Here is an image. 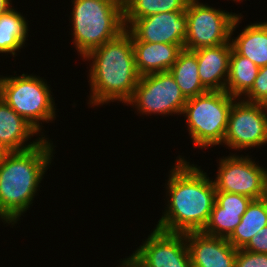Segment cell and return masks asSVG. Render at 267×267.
I'll list each match as a JSON object with an SVG mask.
<instances>
[{"mask_svg":"<svg viewBox=\"0 0 267 267\" xmlns=\"http://www.w3.org/2000/svg\"><path fill=\"white\" fill-rule=\"evenodd\" d=\"M39 131L0 98V142L11 151H25L40 144L45 135L26 143ZM44 136V137H43ZM26 143V144H25Z\"/></svg>","mask_w":267,"mask_h":267,"instance_id":"cell-15","label":"cell"},{"mask_svg":"<svg viewBox=\"0 0 267 267\" xmlns=\"http://www.w3.org/2000/svg\"><path fill=\"white\" fill-rule=\"evenodd\" d=\"M265 226H267V197L251 201L242 215L241 222L227 241L235 249H243Z\"/></svg>","mask_w":267,"mask_h":267,"instance_id":"cell-18","label":"cell"},{"mask_svg":"<svg viewBox=\"0 0 267 267\" xmlns=\"http://www.w3.org/2000/svg\"><path fill=\"white\" fill-rule=\"evenodd\" d=\"M118 267H137L135 261L129 256L128 258H124Z\"/></svg>","mask_w":267,"mask_h":267,"instance_id":"cell-30","label":"cell"},{"mask_svg":"<svg viewBox=\"0 0 267 267\" xmlns=\"http://www.w3.org/2000/svg\"><path fill=\"white\" fill-rule=\"evenodd\" d=\"M28 28L25 17L13 7L0 15V53L17 56L28 40Z\"/></svg>","mask_w":267,"mask_h":267,"instance_id":"cell-20","label":"cell"},{"mask_svg":"<svg viewBox=\"0 0 267 267\" xmlns=\"http://www.w3.org/2000/svg\"><path fill=\"white\" fill-rule=\"evenodd\" d=\"M259 69L250 59L232 49L225 91L230 96L241 98L252 88Z\"/></svg>","mask_w":267,"mask_h":267,"instance_id":"cell-21","label":"cell"},{"mask_svg":"<svg viewBox=\"0 0 267 267\" xmlns=\"http://www.w3.org/2000/svg\"><path fill=\"white\" fill-rule=\"evenodd\" d=\"M243 249L253 253L267 254V226L259 230Z\"/></svg>","mask_w":267,"mask_h":267,"instance_id":"cell-27","label":"cell"},{"mask_svg":"<svg viewBox=\"0 0 267 267\" xmlns=\"http://www.w3.org/2000/svg\"><path fill=\"white\" fill-rule=\"evenodd\" d=\"M235 267H267V254L237 249Z\"/></svg>","mask_w":267,"mask_h":267,"instance_id":"cell-26","label":"cell"},{"mask_svg":"<svg viewBox=\"0 0 267 267\" xmlns=\"http://www.w3.org/2000/svg\"><path fill=\"white\" fill-rule=\"evenodd\" d=\"M185 13L187 35L184 49L189 51L228 43L233 23L239 15L216 9L199 0H189Z\"/></svg>","mask_w":267,"mask_h":267,"instance_id":"cell-7","label":"cell"},{"mask_svg":"<svg viewBox=\"0 0 267 267\" xmlns=\"http://www.w3.org/2000/svg\"><path fill=\"white\" fill-rule=\"evenodd\" d=\"M252 200L242 194L216 191V202L211 212L239 213L242 216Z\"/></svg>","mask_w":267,"mask_h":267,"instance_id":"cell-24","label":"cell"},{"mask_svg":"<svg viewBox=\"0 0 267 267\" xmlns=\"http://www.w3.org/2000/svg\"><path fill=\"white\" fill-rule=\"evenodd\" d=\"M130 257L137 267H192L185 233L156 228Z\"/></svg>","mask_w":267,"mask_h":267,"instance_id":"cell-11","label":"cell"},{"mask_svg":"<svg viewBox=\"0 0 267 267\" xmlns=\"http://www.w3.org/2000/svg\"><path fill=\"white\" fill-rule=\"evenodd\" d=\"M244 96L242 100L246 102L267 105V66L259 69L252 88Z\"/></svg>","mask_w":267,"mask_h":267,"instance_id":"cell-25","label":"cell"},{"mask_svg":"<svg viewBox=\"0 0 267 267\" xmlns=\"http://www.w3.org/2000/svg\"><path fill=\"white\" fill-rule=\"evenodd\" d=\"M232 154L218 161L217 175L212 179L216 191L242 194L253 200L267 197V169L249 155Z\"/></svg>","mask_w":267,"mask_h":267,"instance_id":"cell-9","label":"cell"},{"mask_svg":"<svg viewBox=\"0 0 267 267\" xmlns=\"http://www.w3.org/2000/svg\"><path fill=\"white\" fill-rule=\"evenodd\" d=\"M241 13L235 19L231 30L232 49L247 57L259 68L267 66V21L247 25L237 37H232L237 25L242 20Z\"/></svg>","mask_w":267,"mask_h":267,"instance_id":"cell-17","label":"cell"},{"mask_svg":"<svg viewBox=\"0 0 267 267\" xmlns=\"http://www.w3.org/2000/svg\"><path fill=\"white\" fill-rule=\"evenodd\" d=\"M169 72L186 99L208 92L200 81L197 56L193 51L183 49Z\"/></svg>","mask_w":267,"mask_h":267,"instance_id":"cell-19","label":"cell"},{"mask_svg":"<svg viewBox=\"0 0 267 267\" xmlns=\"http://www.w3.org/2000/svg\"><path fill=\"white\" fill-rule=\"evenodd\" d=\"M45 82L33 74L0 76V98L39 132L42 131V122L56 119L55 98Z\"/></svg>","mask_w":267,"mask_h":267,"instance_id":"cell-6","label":"cell"},{"mask_svg":"<svg viewBox=\"0 0 267 267\" xmlns=\"http://www.w3.org/2000/svg\"><path fill=\"white\" fill-rule=\"evenodd\" d=\"M90 98L88 104L101 106L114 101L126 104L140 79L130 33L125 29L116 38L89 52Z\"/></svg>","mask_w":267,"mask_h":267,"instance_id":"cell-2","label":"cell"},{"mask_svg":"<svg viewBox=\"0 0 267 267\" xmlns=\"http://www.w3.org/2000/svg\"><path fill=\"white\" fill-rule=\"evenodd\" d=\"M12 151L0 142V163L11 153Z\"/></svg>","mask_w":267,"mask_h":267,"instance_id":"cell-29","label":"cell"},{"mask_svg":"<svg viewBox=\"0 0 267 267\" xmlns=\"http://www.w3.org/2000/svg\"><path fill=\"white\" fill-rule=\"evenodd\" d=\"M169 173L168 204L155 228L169 233L202 231L216 202L213 181L200 167L180 155Z\"/></svg>","mask_w":267,"mask_h":267,"instance_id":"cell-1","label":"cell"},{"mask_svg":"<svg viewBox=\"0 0 267 267\" xmlns=\"http://www.w3.org/2000/svg\"><path fill=\"white\" fill-rule=\"evenodd\" d=\"M267 143V105L238 98L232 105L223 144L230 150L262 147Z\"/></svg>","mask_w":267,"mask_h":267,"instance_id":"cell-10","label":"cell"},{"mask_svg":"<svg viewBox=\"0 0 267 267\" xmlns=\"http://www.w3.org/2000/svg\"><path fill=\"white\" fill-rule=\"evenodd\" d=\"M192 267H235L237 249L227 238L200 232L185 233Z\"/></svg>","mask_w":267,"mask_h":267,"instance_id":"cell-13","label":"cell"},{"mask_svg":"<svg viewBox=\"0 0 267 267\" xmlns=\"http://www.w3.org/2000/svg\"><path fill=\"white\" fill-rule=\"evenodd\" d=\"M231 51L230 41L193 51L197 56L200 81L208 91H225Z\"/></svg>","mask_w":267,"mask_h":267,"instance_id":"cell-14","label":"cell"},{"mask_svg":"<svg viewBox=\"0 0 267 267\" xmlns=\"http://www.w3.org/2000/svg\"><path fill=\"white\" fill-rule=\"evenodd\" d=\"M72 4V43L82 58L126 29L123 0H72Z\"/></svg>","mask_w":267,"mask_h":267,"instance_id":"cell-4","label":"cell"},{"mask_svg":"<svg viewBox=\"0 0 267 267\" xmlns=\"http://www.w3.org/2000/svg\"><path fill=\"white\" fill-rule=\"evenodd\" d=\"M45 138L25 151H12L0 163V219L15 225L33 203L42 178L51 165L54 145Z\"/></svg>","mask_w":267,"mask_h":267,"instance_id":"cell-3","label":"cell"},{"mask_svg":"<svg viewBox=\"0 0 267 267\" xmlns=\"http://www.w3.org/2000/svg\"><path fill=\"white\" fill-rule=\"evenodd\" d=\"M126 30L131 41L184 45L187 17L185 12L157 13L133 20Z\"/></svg>","mask_w":267,"mask_h":267,"instance_id":"cell-12","label":"cell"},{"mask_svg":"<svg viewBox=\"0 0 267 267\" xmlns=\"http://www.w3.org/2000/svg\"><path fill=\"white\" fill-rule=\"evenodd\" d=\"M237 99L226 91H208L187 99L182 114L194 147L223 145L229 113Z\"/></svg>","mask_w":267,"mask_h":267,"instance_id":"cell-5","label":"cell"},{"mask_svg":"<svg viewBox=\"0 0 267 267\" xmlns=\"http://www.w3.org/2000/svg\"><path fill=\"white\" fill-rule=\"evenodd\" d=\"M136 68L140 76L167 72L176 62L184 45L132 41Z\"/></svg>","mask_w":267,"mask_h":267,"instance_id":"cell-16","label":"cell"},{"mask_svg":"<svg viewBox=\"0 0 267 267\" xmlns=\"http://www.w3.org/2000/svg\"><path fill=\"white\" fill-rule=\"evenodd\" d=\"M189 0H123L125 28L135 19L157 13L185 12Z\"/></svg>","mask_w":267,"mask_h":267,"instance_id":"cell-22","label":"cell"},{"mask_svg":"<svg viewBox=\"0 0 267 267\" xmlns=\"http://www.w3.org/2000/svg\"><path fill=\"white\" fill-rule=\"evenodd\" d=\"M241 218L239 213L211 212L201 232L209 236L228 238L241 222Z\"/></svg>","mask_w":267,"mask_h":267,"instance_id":"cell-23","label":"cell"},{"mask_svg":"<svg viewBox=\"0 0 267 267\" xmlns=\"http://www.w3.org/2000/svg\"><path fill=\"white\" fill-rule=\"evenodd\" d=\"M187 99L169 71L140 76L126 103L141 115H182Z\"/></svg>","mask_w":267,"mask_h":267,"instance_id":"cell-8","label":"cell"},{"mask_svg":"<svg viewBox=\"0 0 267 267\" xmlns=\"http://www.w3.org/2000/svg\"><path fill=\"white\" fill-rule=\"evenodd\" d=\"M11 0H0V15L12 8Z\"/></svg>","mask_w":267,"mask_h":267,"instance_id":"cell-28","label":"cell"}]
</instances>
